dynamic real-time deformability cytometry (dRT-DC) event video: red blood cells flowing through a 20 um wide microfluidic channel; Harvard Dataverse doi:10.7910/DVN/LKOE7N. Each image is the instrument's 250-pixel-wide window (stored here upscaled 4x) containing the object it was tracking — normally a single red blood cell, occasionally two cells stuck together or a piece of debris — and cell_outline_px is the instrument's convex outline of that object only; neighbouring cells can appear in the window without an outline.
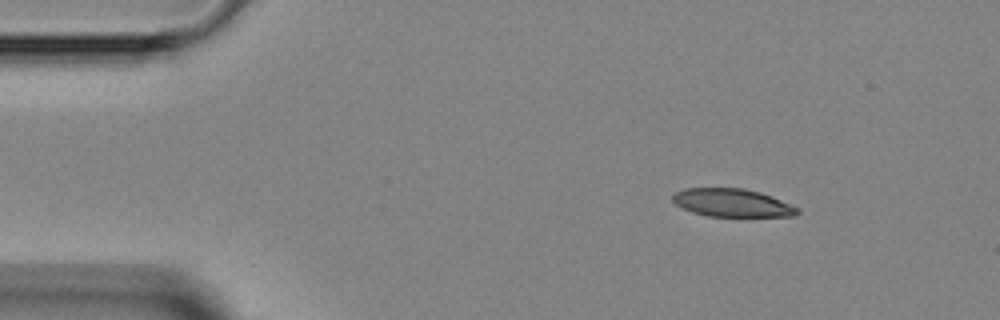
{"species": "Egyptian fruit bat (a non-hibernating species)", "species_latin": "Rousettus aegyptiacus", "temperature_condition": "room temperature", "stored_images_in_passage": 2, "camera_frame_rate_fps": 3000, "um_per_image_px": 0.085, "animal": {"sex": "female"}, "frame": {"image": 1, "passage_image": 2, "time_ms": 2.0, "image_size_px": [1000, 320], "cell_outline_px": [[800, 212], [792, 216], [708, 216], [692, 212], [676, 204], [672, 200], [672, 196], [676, 192], [684, 188], [744, 188], [760, 192], [772, 196], [800, 208]], "centroid_in_image_um": [62.25, 17.23], "position_along_channel_um": 22.7, "area_um2": 20.35}}